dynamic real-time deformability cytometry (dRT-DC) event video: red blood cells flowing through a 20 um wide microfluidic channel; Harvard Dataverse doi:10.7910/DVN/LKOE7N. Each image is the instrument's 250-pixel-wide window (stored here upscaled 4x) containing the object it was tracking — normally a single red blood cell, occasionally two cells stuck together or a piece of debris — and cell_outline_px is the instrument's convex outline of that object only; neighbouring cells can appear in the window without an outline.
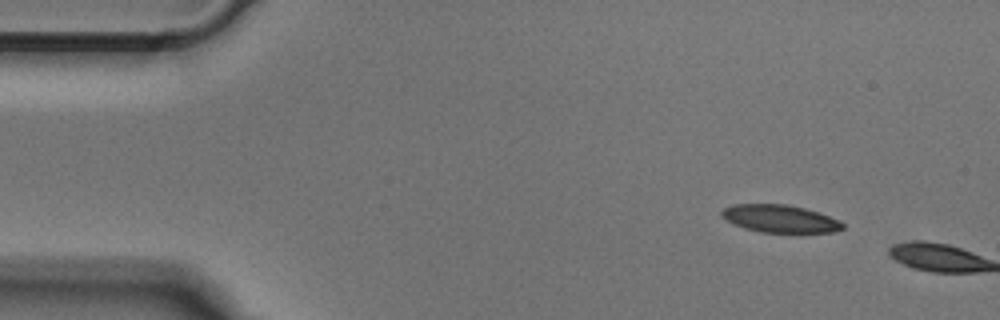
{"species": "Egyptian fruit bat (a non-hibernating species)", "species_latin": "Rousettus aegyptiacus", "temperature_condition": "cold", "stored_images_in_passage": 2, "camera_frame_rate_fps": 3000, "um_per_image_px": 0.085, "animal": {"sex": "male"}, "frame": {"image": 1, "passage_image": 1, "time_ms": 0.0, "image_size_px": [1000, 320], "cell_outline_px": [[844, 228], [832, 232], [760, 232], [744, 228], [732, 224], [720, 216], [720, 212], [724, 208], [732, 204], [788, 204], [804, 208], [840, 220], [844, 224]], "centroid_in_image_um": [66.24, 18.58], "position_along_channel_um": 18.8, "area_um2": 19.48}}